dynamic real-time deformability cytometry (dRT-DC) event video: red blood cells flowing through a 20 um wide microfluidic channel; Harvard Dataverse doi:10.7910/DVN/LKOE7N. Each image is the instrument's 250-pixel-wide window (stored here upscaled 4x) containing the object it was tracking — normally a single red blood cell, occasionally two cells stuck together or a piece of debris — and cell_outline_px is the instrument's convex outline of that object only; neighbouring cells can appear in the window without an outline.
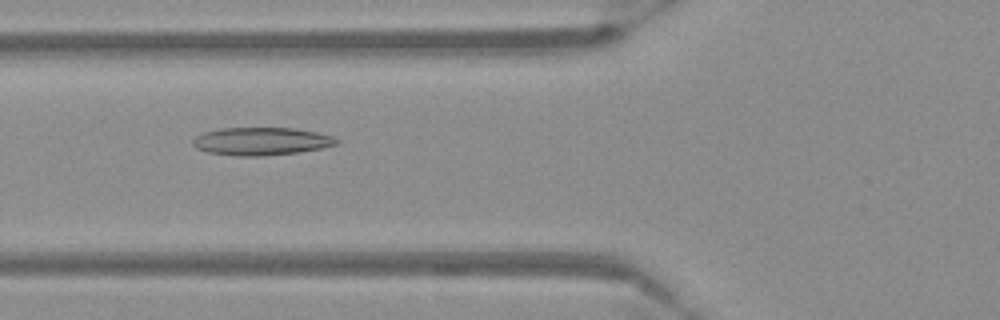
{"species": "Egyptian fruit bat (a non-hibernating species)", "species_latin": "Rousettus aegyptiacus", "temperature_condition": "warm", "stored_images_in_passage": 55, "camera_frame_rate_fps": 3000, "um_per_image_px": 0.085, "frame": {"image": 1, "passage_image": 21, "time_ms": 6.667, "image_size_px": [1000, 320], "cell_outline_px": [[340, 144], [320, 148], [296, 152], [264, 156], [236, 156], [208, 152], [196, 148], [192, 144], [192, 140], [196, 136], [204, 132], [220, 128], [296, 128], [316, 132], [332, 136], [340, 140]], "centroid_in_image_um": [22.21, 12.01], "position_along_channel_um": 103.6, "area_um2": 23.35}}
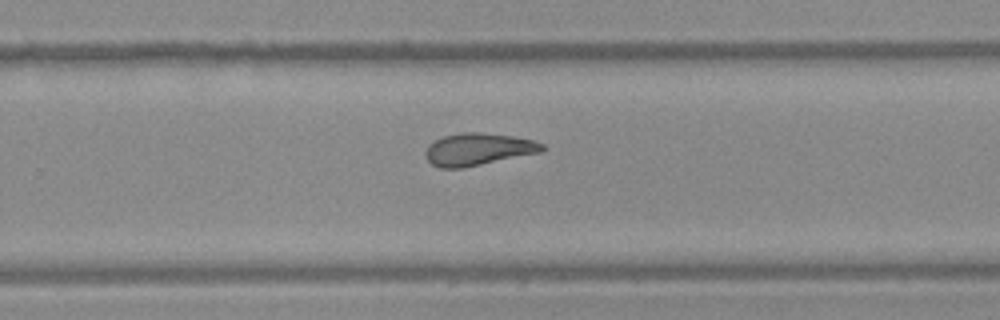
{"frame": {"image": 2, "passage_image": 36, "time_ms": 11.667, "image_size_px": [1000, 320], "cell_outline_px": [[544, 148], [540, 152], [460, 168], [440, 168], [432, 164], [428, 160], [424, 152], [428, 144], [444, 136], [460, 132], [480, 132], [512, 136], [532, 140], [544, 144]], "centroid_in_image_um": [40.59, 12.68], "position_along_channel_um": 289.2, "area_um2": 21.62}}
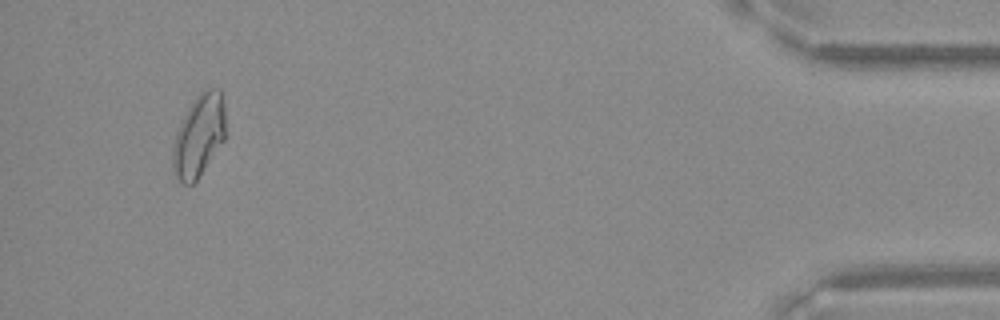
{"frame": {"image": 3, "passage_image": 52, "time_ms": 17.0, "image_size_px": [1000, 320], "cell_outline_px": [[224, 140], [200, 176], [192, 184], [184, 184], [172, 172], [172, 148], [176, 132], [188, 108], [196, 96], [204, 88], [220, 88], [224, 104]], "centroid_in_image_um": [16.89, 11.53], "position_along_channel_um": 418.3, "area_um2": 25.26}}